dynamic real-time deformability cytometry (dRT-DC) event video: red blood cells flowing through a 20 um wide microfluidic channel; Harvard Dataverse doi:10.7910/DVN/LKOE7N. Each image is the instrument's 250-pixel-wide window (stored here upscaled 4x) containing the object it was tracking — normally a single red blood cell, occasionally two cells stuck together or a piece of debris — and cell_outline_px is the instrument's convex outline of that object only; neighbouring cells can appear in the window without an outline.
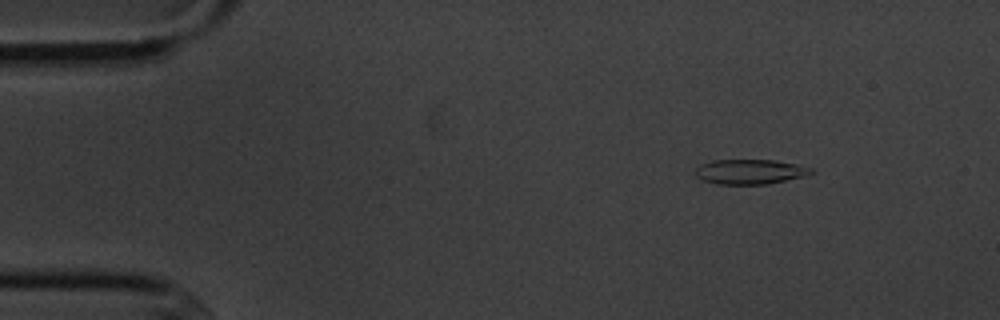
{"species": "common noctule bat (a hibernating species)", "species_latin": "Nyctalus noctula", "temperature_condition": "cold", "stored_images_in_passage": 3, "camera_frame_rate_fps": 3000, "um_per_image_px": 0.085, "animal": {"sex": "male", "body_mass_g": 20.1, "forearm_length_mm": 53.5}, "frame": {"image": 1, "passage_image": 1, "time_ms": 0.0, "image_size_px": [1000, 320], "cell_outline_px": [[816, 172], [804, 176], [768, 184], [716, 184], [704, 180], [696, 176], [696, 168], [700, 164], [712, 160], [772, 160], [796, 164], [812, 168]], "centroid_in_image_um": [63.75, 14.59], "position_along_channel_um": 21.2, "area_um2": 16.7}}